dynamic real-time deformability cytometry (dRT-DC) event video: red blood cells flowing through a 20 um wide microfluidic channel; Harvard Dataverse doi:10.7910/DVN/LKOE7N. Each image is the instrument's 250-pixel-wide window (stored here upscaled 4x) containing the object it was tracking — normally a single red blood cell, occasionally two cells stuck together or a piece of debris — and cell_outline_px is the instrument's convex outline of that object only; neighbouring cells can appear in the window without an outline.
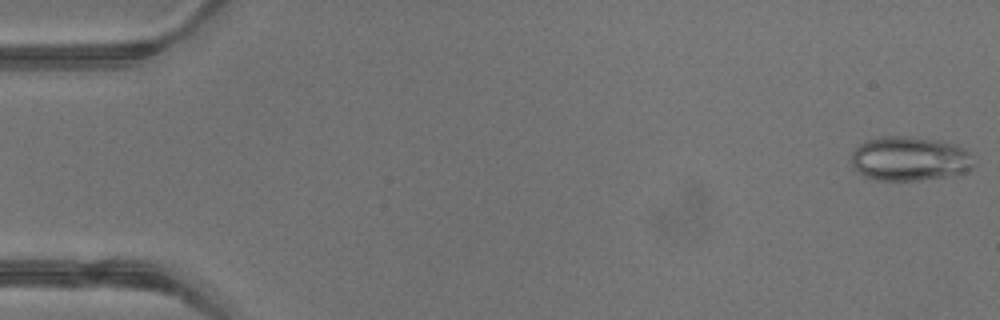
{"species": "common noctule bat (a hibernating species)", "species_latin": "Nyctalus noctula", "temperature_condition": "warm", "stored_images_in_passage": 20, "camera_frame_rate_fps": 3000, "um_per_image_px": 0.085, "animal": {"sex": "male", "body_mass_g": 13.3}, "frame": {"image": 1, "passage_image": 1, "time_ms": 0.0, "image_size_px": [1000, 320], "cell_outline_px": [[972, 168], [964, 172], [944, 176], [920, 180], [876, 180], [864, 176], [856, 172], [852, 168], [852, 152], [860, 144], [868, 140], [880, 136], [904, 136], [936, 140], [952, 144], [968, 152], [972, 164]], "centroid_in_image_um": [77.23, 13.5], "position_along_channel_um": 7.8, "area_um2": 31.15}}